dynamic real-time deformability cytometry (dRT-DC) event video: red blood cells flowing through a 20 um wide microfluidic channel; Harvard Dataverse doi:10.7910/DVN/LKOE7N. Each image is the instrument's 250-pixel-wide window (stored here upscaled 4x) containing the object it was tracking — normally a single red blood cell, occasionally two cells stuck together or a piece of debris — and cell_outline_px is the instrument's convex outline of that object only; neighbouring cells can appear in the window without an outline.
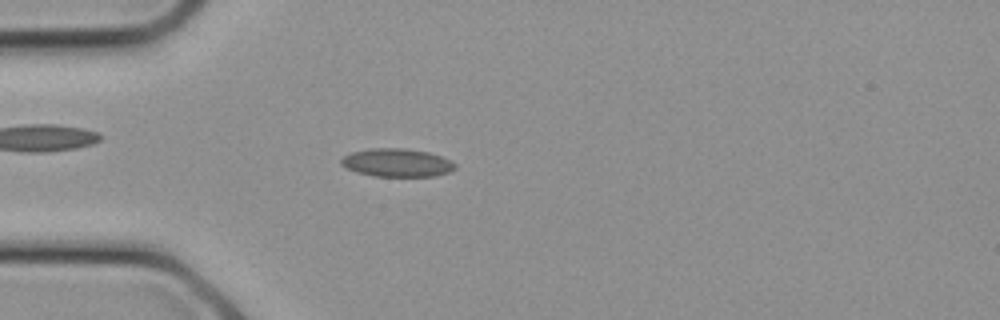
{"species": "common noctule bat (a hibernating species)", "species_latin": "Nyctalus noctula", "temperature_condition": "cold", "stored_images_in_passage": 24, "camera_frame_rate_fps": 3000, "um_per_image_px": 0.085, "animal": {"sex": "female", "body_mass_g": 21.9}, "frame": {"image": 1, "passage_image": 6, "time_ms": 1.667, "image_size_px": [1000, 320], "cell_outline_px": [[456, 168], [448, 172], [436, 176], [372, 176], [356, 172], [340, 164], [340, 160], [344, 156], [352, 152], [372, 148], [404, 148], [428, 152], [452, 160], [456, 164]], "centroid_in_image_um": [33.75, 13.83], "position_along_channel_um": 51.2, "area_um2": 18.73}}
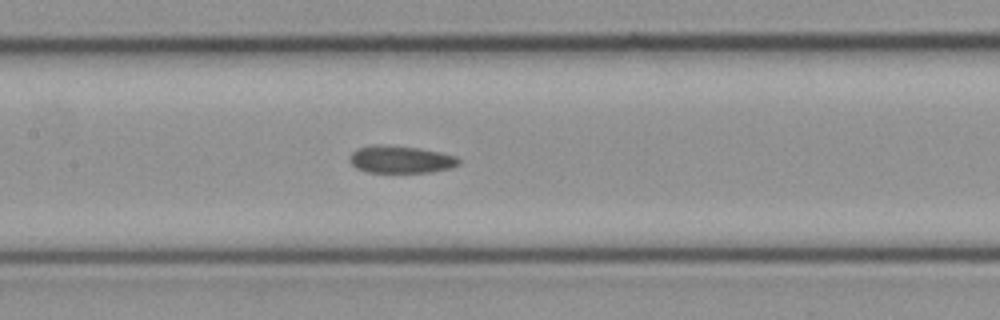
{"frame": {"image": 2, "passage_image": 11, "time_ms": 3.333, "image_size_px": [1000, 320], "cell_outline_px": [[460, 164], [452, 168], [432, 172], [368, 172], [356, 168], [348, 160], [348, 156], [356, 148], [372, 144], [388, 144], [420, 148], [440, 152], [456, 156], [460, 160]], "centroid_in_image_um": [34.04, 13.53], "position_along_channel_um": 173.4, "area_um2": 17.8}}
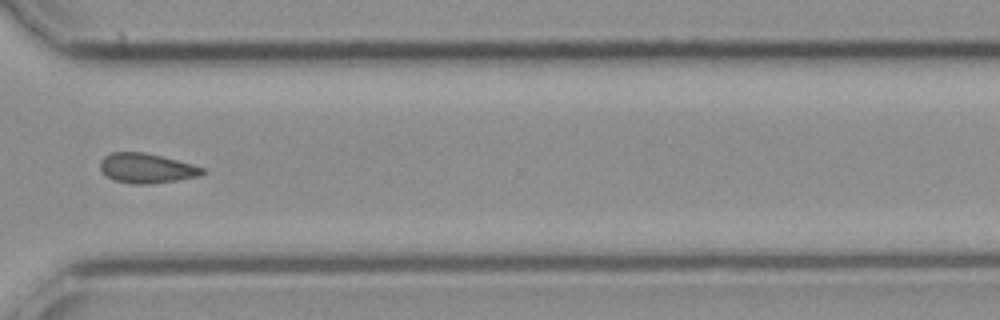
{"frame": {"image": 3, "passage_image": 18, "time_ms": 5.667, "image_size_px": [1000, 320], "cell_outline_px": [[208, 172], [200, 176], [176, 180], [148, 184], [132, 184], [112, 180], [100, 172], [100, 160], [104, 156], [112, 152], [144, 152], [192, 164], [204, 168]], "centroid_in_image_um": [12.43, 14.31], "position_along_channel_um": 358.2, "area_um2": 17.86}}